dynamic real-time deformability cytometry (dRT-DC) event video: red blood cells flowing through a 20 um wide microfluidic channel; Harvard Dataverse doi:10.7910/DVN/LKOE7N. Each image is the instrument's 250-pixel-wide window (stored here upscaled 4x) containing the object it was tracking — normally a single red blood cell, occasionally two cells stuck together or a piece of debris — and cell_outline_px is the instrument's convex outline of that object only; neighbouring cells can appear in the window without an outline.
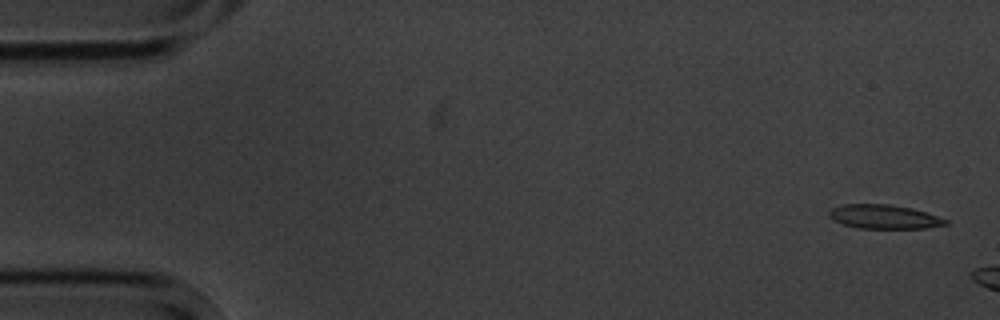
{"species": "common noctule bat (a hibernating species)", "species_latin": "Nyctalus noctula", "temperature_condition": "cold", "stored_images_in_passage": 3, "camera_frame_rate_fps": 3000, "um_per_image_px": 0.085, "animal": {"sex": "male", "body_mass_g": 20.1, "forearm_length_mm": 53.5}, "frame": {"image": 1, "passage_image": 1, "time_ms": 0.0, "image_size_px": [1000, 320], "cell_outline_px": [[948, 224], [924, 228], [856, 228], [832, 220], [828, 216], [828, 212], [832, 208], [840, 204], [888, 204], [912, 208], [948, 220]], "centroid_in_image_um": [75.08, 18.42], "position_along_channel_um": 9.9, "area_um2": 16.24}}